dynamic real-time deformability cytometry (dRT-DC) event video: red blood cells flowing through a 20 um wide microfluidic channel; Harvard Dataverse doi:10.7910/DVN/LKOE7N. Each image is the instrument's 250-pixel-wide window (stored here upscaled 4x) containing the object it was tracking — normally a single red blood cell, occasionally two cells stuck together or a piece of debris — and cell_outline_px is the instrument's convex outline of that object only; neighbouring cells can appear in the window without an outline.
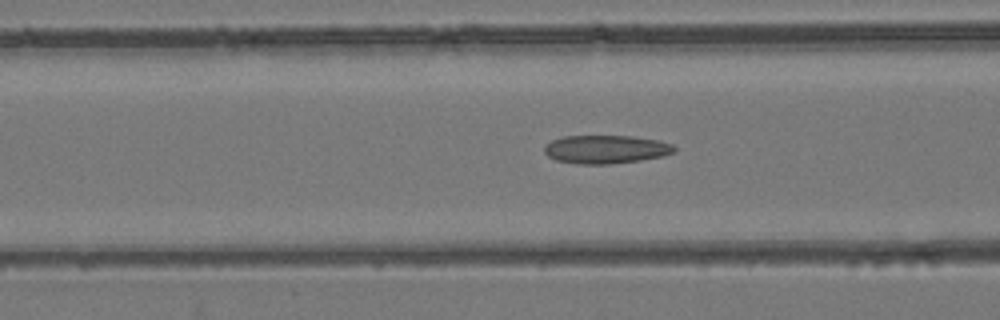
{"species": "common noctule bat (a hibernating species)", "species_latin": "Nyctalus noctula", "temperature_condition": "room temperature", "stored_images_in_passage": 47, "camera_frame_rate_fps": 3000, "um_per_image_px": 0.085, "animal": {"sex": "female", "body_mass_g": 24.6, "forearm_length_mm": 56.2}, "frame": {"image": 1, "passage_image": 22, "time_ms": 7.0, "image_size_px": [1000, 320], "cell_outline_px": [[676, 152], [664, 156], [640, 160], [608, 164], [580, 164], [556, 160], [548, 156], [544, 152], [544, 148], [552, 140], [564, 136], [632, 136], [656, 140], [672, 144], [676, 148]], "centroid_in_image_um": [51.52, 12.69], "position_along_channel_um": 115.1, "area_um2": 21.39}}
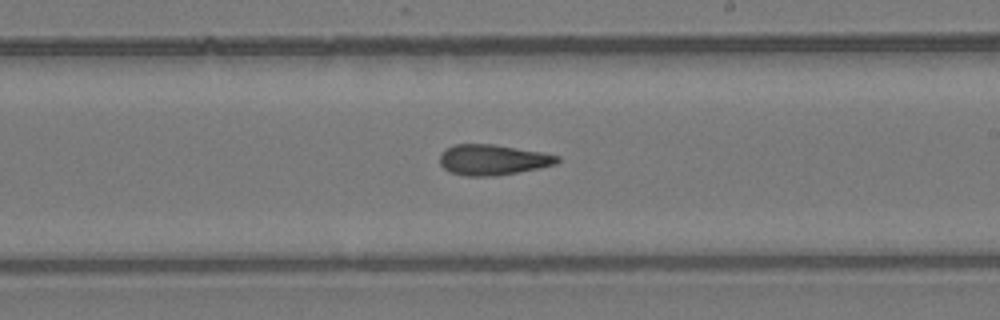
{"frame": {"image": 2, "passage_image": 32, "time_ms": 10.333, "image_size_px": [1000, 320], "cell_outline_px": [[560, 160], [556, 164], [540, 168], [496, 176], [468, 176], [448, 172], [440, 164], [440, 152], [452, 144], [492, 144], [544, 152], [560, 156]], "centroid_in_image_um": [41.88, 13.58], "position_along_channel_um": 247.1, "area_um2": 21.15}}
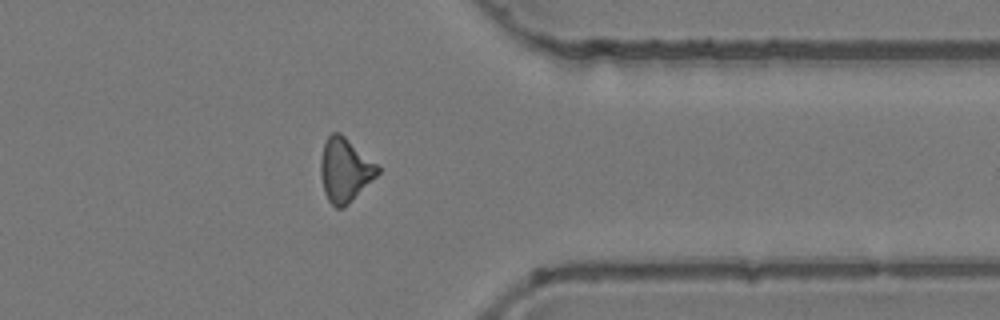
{"frame": {"image": 3, "passage_image": 43, "time_ms": 14.0, "image_size_px": [1000, 320], "cell_outline_px": [[380, 172], [344, 208], [336, 208], [328, 200], [324, 192], [320, 176], [320, 160], [324, 144], [328, 136], [332, 132], [340, 132], [376, 164], [380, 168]], "centroid_in_image_um": [29.29, 14.46], "position_along_channel_um": 382.1, "area_um2": 20.98}, "authors_computed_cell_mechanics": {"area_um2": 21.6172, "velocity_mm_per_s": 3.9471, "shape_relaxation_time_tau1_ms": null, "shape_relaxation_time_tau2_ms": 3.2056, "deformation_change_tau1": null, "deformation_change_tau2": 0.1226}}